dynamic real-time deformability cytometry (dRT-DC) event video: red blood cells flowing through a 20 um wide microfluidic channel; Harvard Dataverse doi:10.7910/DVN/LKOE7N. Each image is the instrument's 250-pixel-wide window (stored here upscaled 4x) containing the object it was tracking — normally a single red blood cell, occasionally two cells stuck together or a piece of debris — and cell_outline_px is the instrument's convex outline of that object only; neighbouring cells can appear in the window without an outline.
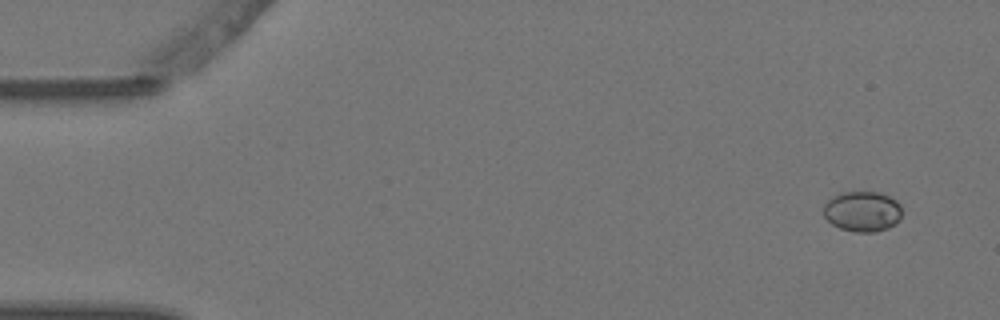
{"species": "Egyptian fruit bat (a non-hibernating species)", "species_latin": "Rousettus aegyptiacus", "temperature_condition": "warm", "stored_images_in_passage": 7, "camera_frame_rate_fps": 3000, "um_per_image_px": 0.085, "animal": {"sex": "female"}, "frame": {"image": 1, "passage_image": 1, "time_ms": 0.0, "image_size_px": [1000, 320], "cell_outline_px": [[900, 216], [896, 224], [888, 228], [876, 232], [856, 232], [840, 228], [832, 224], [824, 216], [824, 204], [832, 196], [840, 192], [876, 192], [888, 196], [896, 200], [900, 204]], "centroid_in_image_um": [73.29, 17.97], "position_along_channel_um": 11.7, "area_um2": 18.44}}
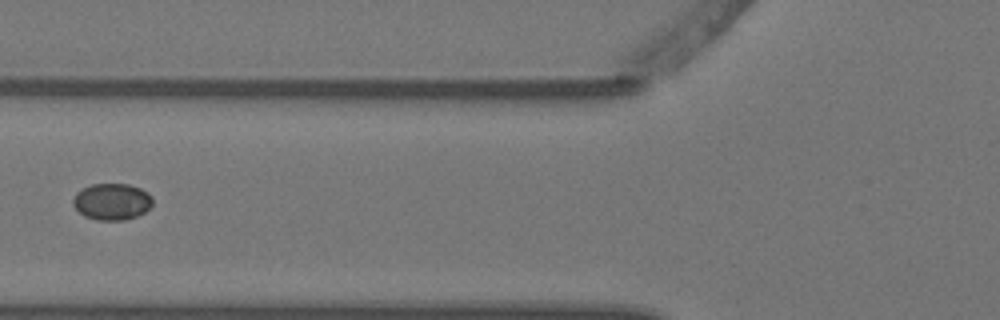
{"frame": {"image": 2, "passage_image": 6, "time_ms": 1.667, "image_size_px": [1000, 320], "cell_outline_px": [[152, 204], [144, 212], [136, 216], [124, 220], [96, 220], [84, 216], [72, 204], [72, 200], [76, 192], [92, 184], [128, 184], [140, 188], [148, 192], [152, 196]], "centroid_in_image_um": [9.51, 17.14], "position_along_channel_um": 116.3, "area_um2": 16.94}}
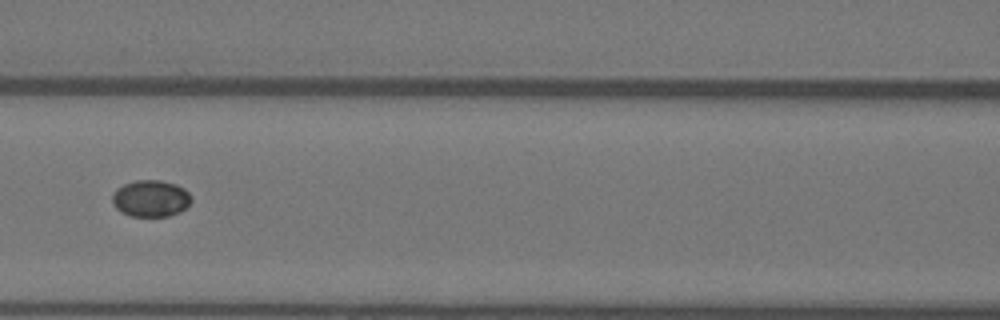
{"frame": {"image": 3, "passage_image": 7, "time_ms": 2.0, "image_size_px": [1000, 320], "cell_outline_px": [[192, 200], [180, 212], [168, 216], [128, 216], [120, 212], [112, 204], [112, 196], [116, 188], [124, 184], [136, 180], [160, 180], [176, 184], [184, 188], [192, 196]], "centroid_in_image_um": [12.79, 16.87], "position_along_channel_um": 153.8, "area_um2": 17.05}}